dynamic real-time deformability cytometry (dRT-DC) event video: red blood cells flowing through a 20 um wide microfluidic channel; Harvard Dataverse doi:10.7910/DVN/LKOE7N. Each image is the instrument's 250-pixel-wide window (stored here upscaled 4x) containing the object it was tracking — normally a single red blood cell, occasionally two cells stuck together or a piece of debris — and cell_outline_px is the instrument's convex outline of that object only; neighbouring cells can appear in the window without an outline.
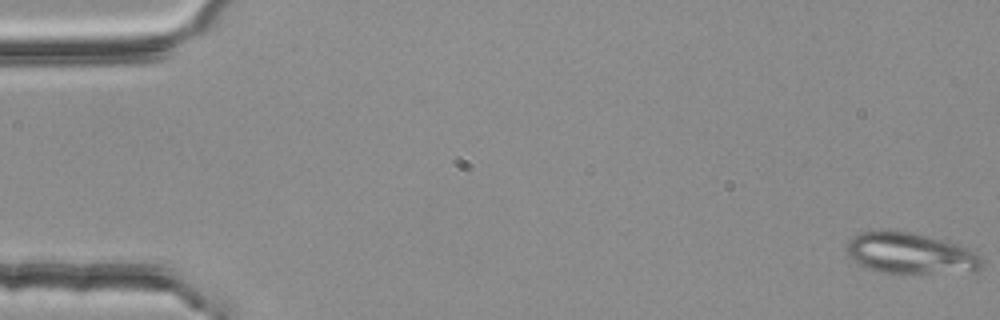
{"species": "common noctule bat (a hibernating species)", "species_latin": "Nyctalus noctula", "temperature_condition": "room temperature", "stored_images_in_passage": 53, "camera_frame_rate_fps": 3000, "um_per_image_px": 0.085, "animal": {"sex": "female", "body_mass_g": 25.1}, "frame": {"image": 1, "passage_image": 1, "time_ms": 0.0, "image_size_px": [1000, 320], "cell_outline_px": [[984, 260], [980, 268], [976, 272], [904, 276], [900, 276], [880, 272], [868, 268], [860, 264], [848, 256], [848, 240], [852, 236], [860, 232], [908, 232], [948, 240], [968, 248], [976, 252]], "centroid_in_image_um": [77.48, 21.61], "position_along_channel_um": 7.5, "area_um2": 33.29}}
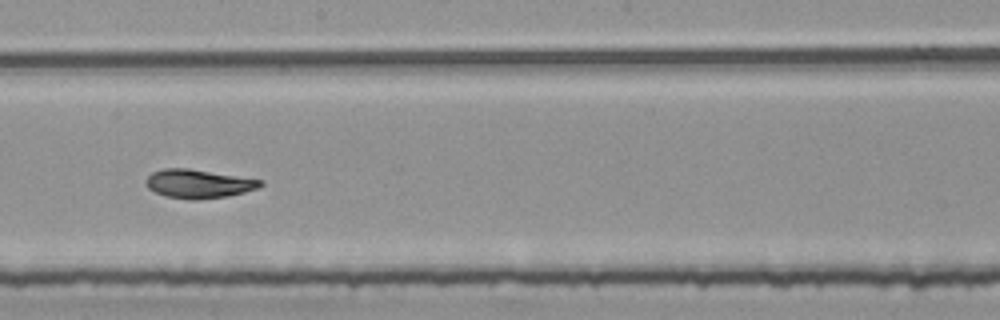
{"frame": {"image": 2, "passage_image": 31, "time_ms": 10.0, "image_size_px": [1000, 320], "cell_outline_px": [[264, 184], [256, 188], [244, 192], [224, 196], [196, 200], [188, 200], [164, 196], [148, 188], [144, 184], [148, 176], [152, 172], [164, 168], [188, 168], [264, 180]], "centroid_in_image_um": [16.84, 15.62], "position_along_channel_um": 231.4, "area_um2": 19.13}}
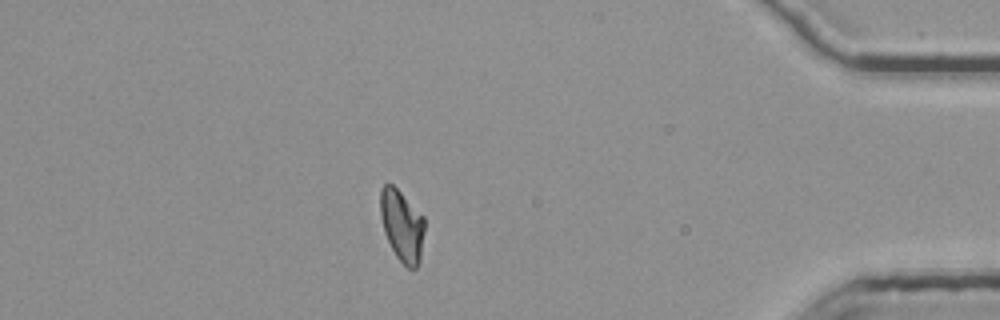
{"frame": {"image": 3, "passage_image": 48, "time_ms": 15.667, "image_size_px": [1000, 320], "cell_outline_px": [[424, 232], [420, 260], [416, 268], [408, 268], [396, 256], [384, 232], [380, 216], [380, 188], [384, 184], [392, 184], [424, 216]], "centroid_in_image_um": [34.16, 19.16], "position_along_channel_um": 401.0, "area_um2": 18.32}, "authors_computed_cell_mechanics": {"area_um2": 19.2474, "velocity_mm_per_s": 3.77, "shape_relaxation_time_tau1_ms": null, "shape_relaxation_time_tau2_ms": 2.7572, "deformation_change_tau1": null, "deformation_change_tau2": 0.0666}}